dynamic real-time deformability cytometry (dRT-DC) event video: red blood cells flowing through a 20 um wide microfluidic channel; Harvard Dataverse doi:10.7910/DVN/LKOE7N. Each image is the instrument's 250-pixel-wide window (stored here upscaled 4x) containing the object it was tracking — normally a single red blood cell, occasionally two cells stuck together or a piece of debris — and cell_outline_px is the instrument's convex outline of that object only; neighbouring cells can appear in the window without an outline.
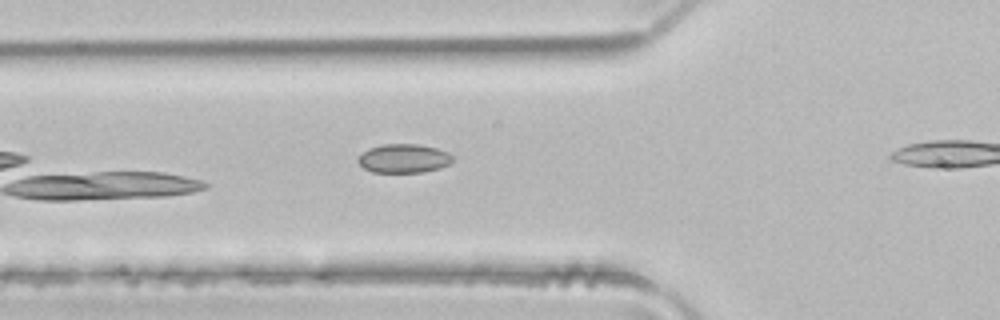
{"species": "common noctule bat (a hibernating species)", "species_latin": "Nyctalus noctula", "temperature_condition": "room temperature", "stored_images_in_passage": 6, "camera_frame_rate_fps": 3000, "um_per_image_px": 0.085, "animal": {"sex": "male", "body_mass_g": 21.5, "forearm_length_mm": 52.0}, "frame": {"image": 1, "passage_image": 4, "time_ms": 1.0, "image_size_px": [1000, 320], "cell_outline_px": [[452, 160], [448, 164], [440, 168], [424, 172], [372, 172], [364, 168], [356, 160], [368, 148], [384, 144], [420, 144], [436, 148], [448, 152], [452, 156]], "centroid_in_image_um": [34.32, 13.46], "position_along_channel_um": 91.5, "area_um2": 15.84}}